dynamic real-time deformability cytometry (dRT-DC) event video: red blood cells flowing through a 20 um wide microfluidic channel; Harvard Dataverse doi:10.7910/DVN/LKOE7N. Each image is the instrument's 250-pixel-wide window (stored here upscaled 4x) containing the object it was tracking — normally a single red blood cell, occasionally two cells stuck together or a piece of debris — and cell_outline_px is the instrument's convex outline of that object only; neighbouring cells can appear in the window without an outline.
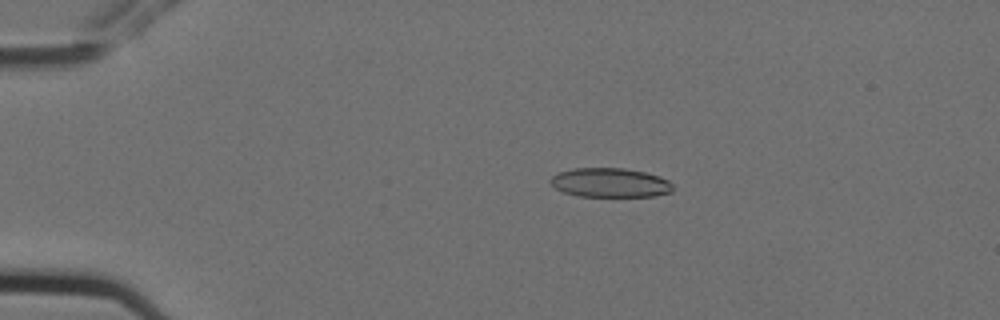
{"species": "Egyptian fruit bat (a non-hibernating species)", "species_latin": "Rousettus aegyptiacus", "temperature_condition": "cold", "stored_images_in_passage": 8, "camera_frame_rate_fps": 3000, "um_per_image_px": 0.085, "animal": {"sex": "female"}, "frame": {"image": 1, "passage_image": 4, "time_ms": 1.0, "image_size_px": [1000, 320], "cell_outline_px": [[672, 192], [656, 196], [580, 196], [564, 192], [556, 188], [548, 180], [552, 176], [560, 172], [576, 168], [624, 168], [644, 172], [660, 176], [668, 180], [672, 184]], "centroid_in_image_um": [51.88, 15.53], "position_along_channel_um": 33.1, "area_um2": 20.75}}
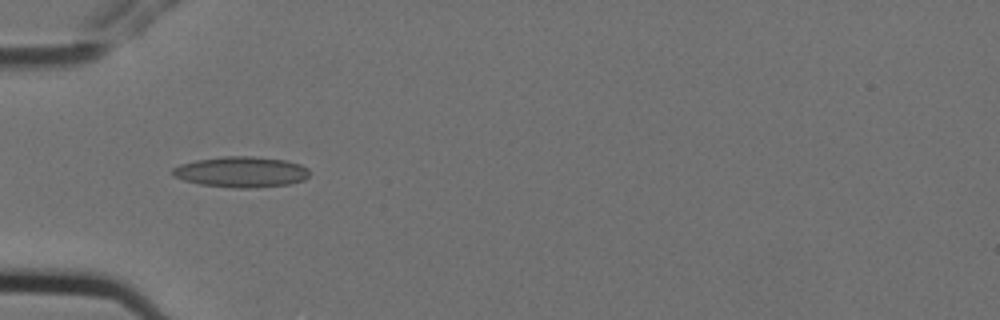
{"frame": {"image": 2, "passage_image": 6, "time_ms": 1.667, "image_size_px": [1000, 320], "cell_outline_px": [[308, 176], [304, 180], [288, 184], [248, 188], [232, 188], [200, 184], [184, 180], [172, 176], [172, 168], [180, 164], [196, 160], [224, 156], [252, 156], [284, 160], [300, 164], [308, 168]], "centroid_in_image_um": [20.48, 14.61], "position_along_channel_um": 64.5, "area_um2": 24.45}}
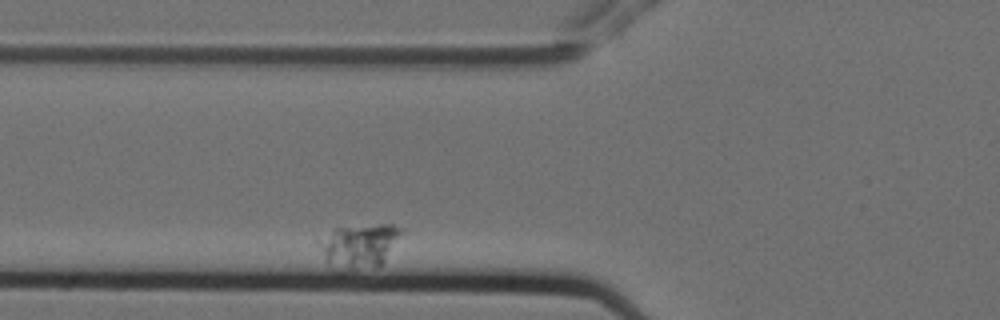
{"frame": {"image": 3, "passage_image": 8, "time_ms": 2.333, "image_size_px": [1000, 320], "cell_outline_px": [[404, 232], [384, 260], [376, 268], [344, 276], [340, 276], [328, 264], [324, 248], [332, 232], [336, 228], [380, 224], [392, 224], [404, 228]], "centroid_in_image_um": [30.66, 21.01], "position_along_channel_um": 95.1, "area_um2": 21.1}}